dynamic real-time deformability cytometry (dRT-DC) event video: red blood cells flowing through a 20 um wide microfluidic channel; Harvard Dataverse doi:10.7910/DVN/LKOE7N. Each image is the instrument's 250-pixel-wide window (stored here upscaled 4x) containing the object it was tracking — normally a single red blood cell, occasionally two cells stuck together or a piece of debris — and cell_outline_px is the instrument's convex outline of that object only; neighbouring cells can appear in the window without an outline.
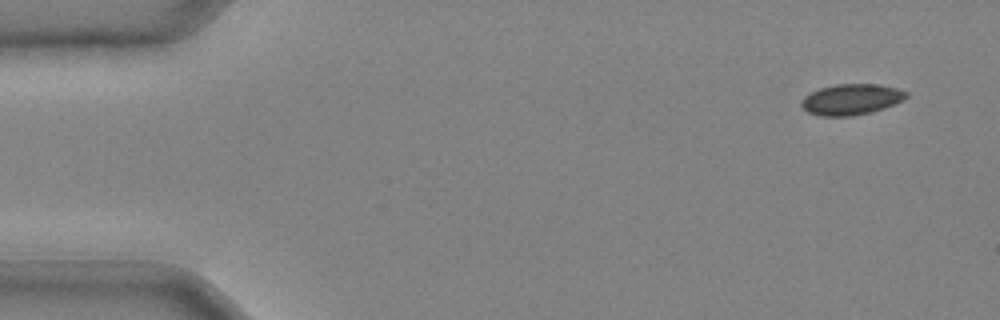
{"species": "common noctule bat (a hibernating species)", "species_latin": "Nyctalus noctula", "temperature_condition": "cold", "stored_images_in_passage": 38, "camera_frame_rate_fps": 3000, "um_per_image_px": 0.085, "animal": {"sex": "male", "body_mass_g": 20.4}, "frame": {"image": 1, "passage_image": 1, "time_ms": 0.0, "image_size_px": [1000, 320], "cell_outline_px": [[908, 96], [892, 104], [872, 112], [852, 116], [820, 116], [808, 112], [800, 104], [800, 100], [804, 96], [820, 88], [836, 84], [880, 84], [896, 88], [908, 92]], "centroid_in_image_um": [72.32, 8.44], "position_along_channel_um": 12.7, "area_um2": 18.73}}
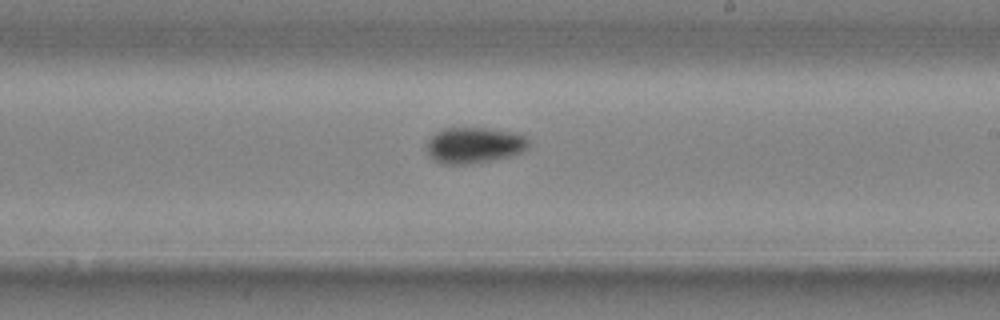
{"frame": {"image": 2, "passage_image": 24, "time_ms": 7.667, "image_size_px": [1000, 320], "cell_outline_px": [[528, 148], [512, 156], [468, 164], [440, 164], [432, 160], [428, 152], [428, 140], [436, 132], [444, 128], [484, 128], [512, 132], [524, 136], [528, 140]], "centroid_in_image_um": [40.28, 12.35], "position_along_channel_um": 248.7, "area_um2": 21.21}}
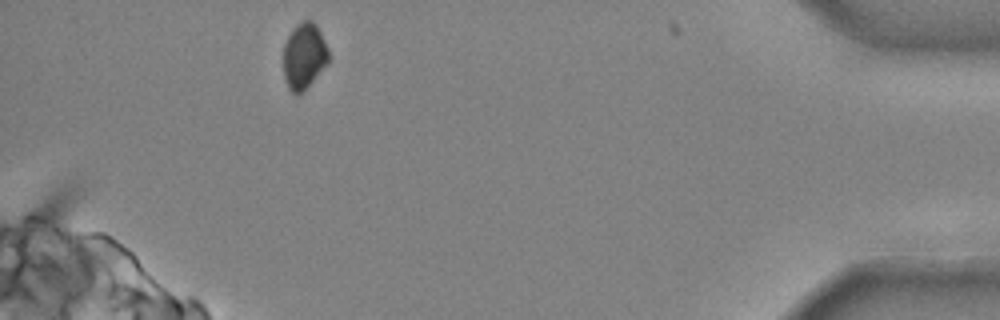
{"frame": {"image": 3, "passage_image": 38, "time_ms": 12.333, "image_size_px": [1000, 320], "cell_outline_px": [[328, 64], [300, 92], [292, 92], [288, 88], [284, 76], [284, 44], [288, 36], [296, 24], [300, 20], [312, 20], [316, 24], [328, 48]], "centroid_in_image_um": [25.84, 4.7], "position_along_channel_um": 409.4, "area_um2": 17.05}}